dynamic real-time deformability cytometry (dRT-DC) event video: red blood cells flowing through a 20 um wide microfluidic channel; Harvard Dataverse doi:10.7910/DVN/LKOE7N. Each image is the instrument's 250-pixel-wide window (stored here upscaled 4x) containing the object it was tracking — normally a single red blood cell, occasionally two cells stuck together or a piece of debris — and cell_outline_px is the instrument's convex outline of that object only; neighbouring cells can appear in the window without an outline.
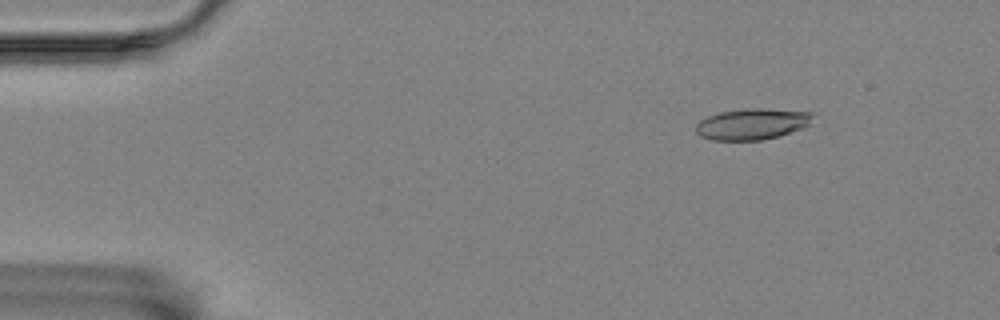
{"species": "Egyptian fruit bat (a non-hibernating species)", "species_latin": "Rousettus aegyptiacus", "temperature_condition": "room temperature", "stored_images_in_passage": 6, "camera_frame_rate_fps": 3000, "um_per_image_px": 0.085, "animal": {"sex": "female"}, "frame": {"image": 1, "passage_image": 3, "time_ms": 2.0, "image_size_px": [1000, 320], "cell_outline_px": [[812, 116], [808, 124], [804, 128], [776, 136], [760, 140], [712, 140], [700, 136], [696, 132], [696, 124], [700, 120], [708, 116], [720, 112], [748, 108], [760, 108], [812, 112]], "centroid_in_image_um": [63.89, 10.54], "position_along_channel_um": 21.1, "area_um2": 20.98}}